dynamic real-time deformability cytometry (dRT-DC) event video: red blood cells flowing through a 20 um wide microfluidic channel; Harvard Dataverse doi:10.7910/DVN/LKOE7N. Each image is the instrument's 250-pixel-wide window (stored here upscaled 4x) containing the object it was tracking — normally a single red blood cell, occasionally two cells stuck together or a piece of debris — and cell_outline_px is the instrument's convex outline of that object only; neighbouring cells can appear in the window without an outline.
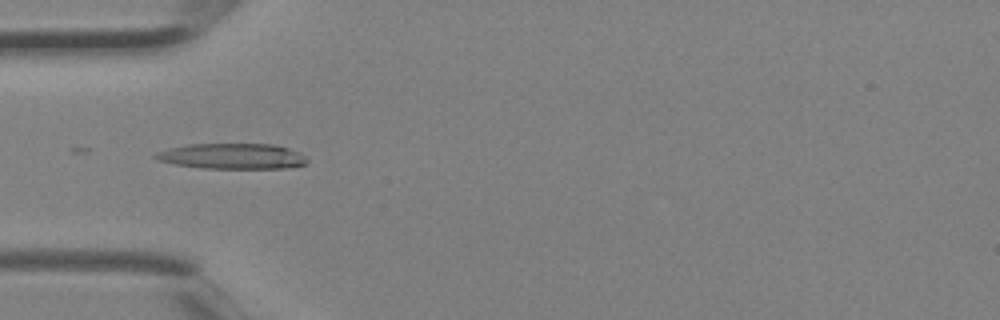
{"species": "Egyptian fruit bat (a non-hibernating species)", "species_latin": "Rousettus aegyptiacus", "temperature_condition": "room temperature", "stored_images_in_passage": 4, "camera_frame_rate_fps": 3000, "um_per_image_px": 0.085, "animal": {"sex": "female"}, "frame": {"image": 1, "passage_image": 4, "time_ms": 1.0, "image_size_px": [1000, 320], "cell_outline_px": [[308, 164], [288, 168], [204, 168], [176, 164], [156, 160], [152, 156], [156, 152], [188, 144], [272, 144], [288, 148], [300, 152], [308, 160]], "centroid_in_image_um": [19.77, 13.28], "position_along_channel_um": 65.2, "area_um2": 22.54}}